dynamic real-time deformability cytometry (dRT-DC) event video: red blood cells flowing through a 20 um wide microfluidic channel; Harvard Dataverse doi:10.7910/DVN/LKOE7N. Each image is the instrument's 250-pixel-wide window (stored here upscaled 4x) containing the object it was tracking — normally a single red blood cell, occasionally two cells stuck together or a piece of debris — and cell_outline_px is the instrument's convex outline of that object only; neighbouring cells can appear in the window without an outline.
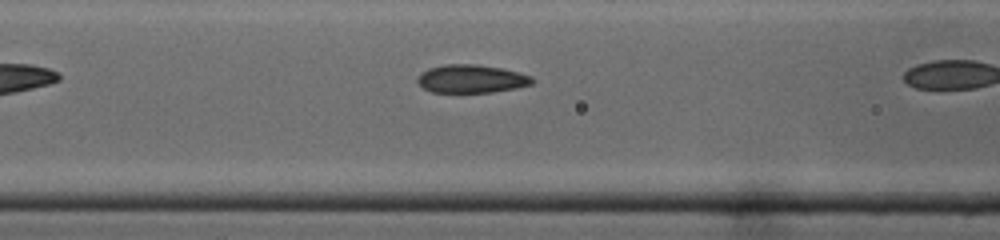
{"species": "common noctule bat (a hibernating species)", "species_latin": "Nyctalus noctula", "temperature_condition": "cold", "stored_images_in_passage": 30, "camera_frame_rate_fps": 3000, "um_per_image_px": 0.085, "animal": {"sex": "male", "body_mass_g": 19.0, "forearm_length_mm": 50.8}, "frame": {"image": 1, "passage_image": 5, "time_ms": 1.333, "image_size_px": [1000, 240], "cell_outline_px": [[536, 80], [532, 84], [516, 88], [492, 92], [432, 92], [424, 88], [416, 80], [416, 76], [420, 72], [428, 68], [444, 64], [476, 64], [500, 68], [532, 76]], "centroid_in_image_um": [40.04, 6.69], "position_along_channel_um": 126.6, "area_um2": 18.9}}